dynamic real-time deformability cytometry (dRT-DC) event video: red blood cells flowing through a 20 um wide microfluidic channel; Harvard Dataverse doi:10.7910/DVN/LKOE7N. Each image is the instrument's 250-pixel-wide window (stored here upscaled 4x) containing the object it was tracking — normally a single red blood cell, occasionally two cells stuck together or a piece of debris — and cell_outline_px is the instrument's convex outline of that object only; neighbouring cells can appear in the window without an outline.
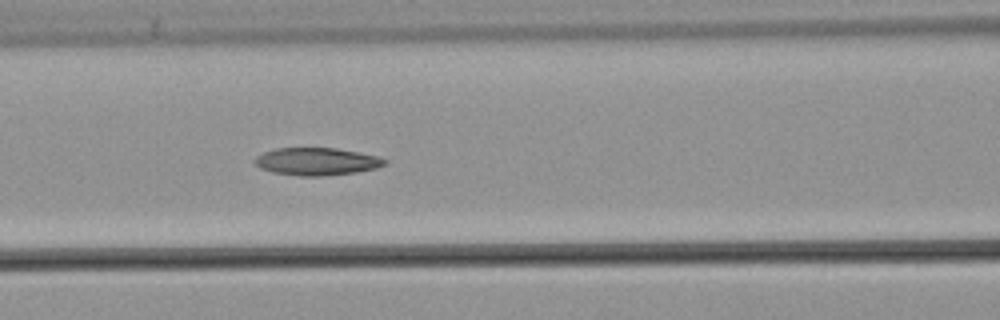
{"species": "common noctule bat (a hibernating species)", "species_latin": "Nyctalus noctula", "temperature_condition": "warm", "stored_images_in_passage": 54, "camera_frame_rate_fps": 3000, "um_per_image_px": 0.085, "animal": {"sex": "male", "body_mass_g": 21.5, "forearm_length_mm": 52.0}, "frame": {"image": 1, "passage_image": 24, "time_ms": 7.667, "image_size_px": [1000, 320], "cell_outline_px": [[388, 164], [376, 168], [356, 172], [320, 176], [300, 176], [272, 172], [260, 168], [252, 160], [256, 156], [264, 152], [276, 148], [336, 148], [376, 156], [388, 160]], "centroid_in_image_um": [26.9, 13.73], "position_along_channel_um": 139.7, "area_um2": 20.81}}